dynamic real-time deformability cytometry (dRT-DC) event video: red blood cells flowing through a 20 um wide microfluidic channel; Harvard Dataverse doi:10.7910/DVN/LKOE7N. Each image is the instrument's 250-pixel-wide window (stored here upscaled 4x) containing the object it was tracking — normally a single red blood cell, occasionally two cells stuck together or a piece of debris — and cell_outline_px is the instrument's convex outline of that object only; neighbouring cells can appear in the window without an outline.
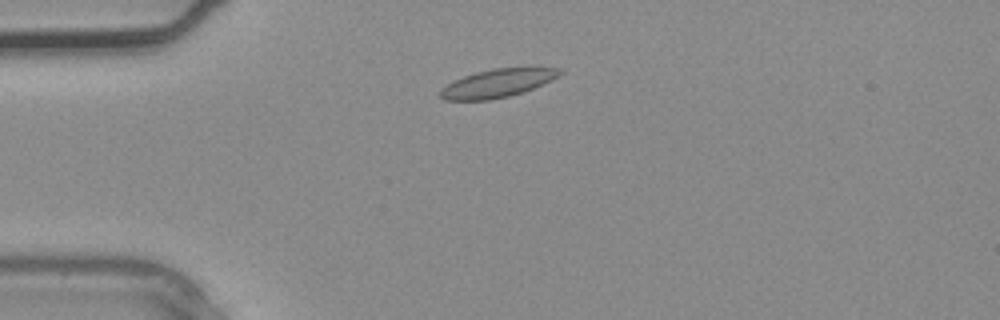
{"species": "common noctule bat (a hibernating species)", "species_latin": "Nyctalus noctula", "temperature_condition": "warm", "stored_images_in_passage": 2, "camera_frame_rate_fps": 3000, "um_per_image_px": 0.085, "animal": {"sex": "male", "body_mass_g": 20.4}, "frame": {"image": 1, "passage_image": 2, "time_ms": 0.333, "image_size_px": [1000, 320], "cell_outline_px": [[564, 72], [552, 80], [524, 92], [508, 96], [488, 100], [444, 100], [436, 96], [440, 88], [464, 76], [476, 72], [492, 68], [528, 64], [560, 68]], "centroid_in_image_um": [42.36, 7.02], "position_along_channel_um": 42.6, "area_um2": 20.63}}